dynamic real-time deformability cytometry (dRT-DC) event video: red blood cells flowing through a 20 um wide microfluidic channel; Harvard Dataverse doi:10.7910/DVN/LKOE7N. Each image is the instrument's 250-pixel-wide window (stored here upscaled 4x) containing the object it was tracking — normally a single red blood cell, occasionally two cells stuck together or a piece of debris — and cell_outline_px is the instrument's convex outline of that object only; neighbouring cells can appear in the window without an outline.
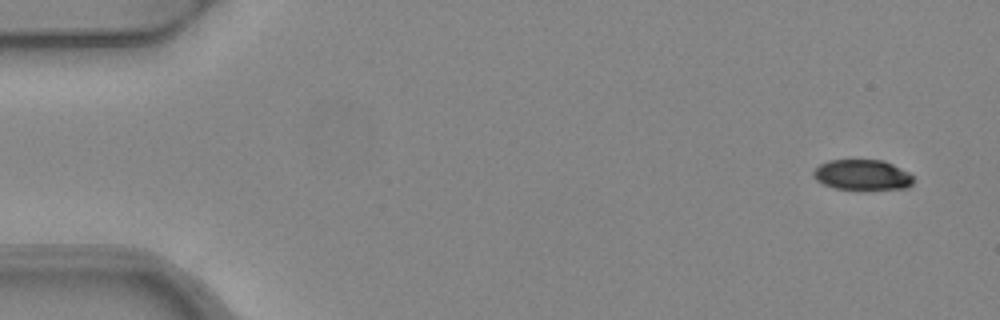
{"species": "common noctule bat (a hibernating species)", "species_latin": "Nyctalus noctula", "temperature_condition": "warm", "stored_images_in_passage": 6, "camera_frame_rate_fps": 3000, "um_per_image_px": 0.085, "animal": {"sex": "female", "body_mass_g": 24.6, "forearm_length_mm": 56.2}, "frame": {"image": 1, "passage_image": 1, "time_ms": 0.0, "image_size_px": [1000, 320], "cell_outline_px": [[912, 184], [908, 188], [836, 188], [824, 184], [816, 180], [812, 176], [812, 172], [820, 164], [828, 160], [884, 160], [908, 172], [912, 176]], "centroid_in_image_um": [73.26, 14.84], "position_along_channel_um": 11.7, "area_um2": 17.34}}
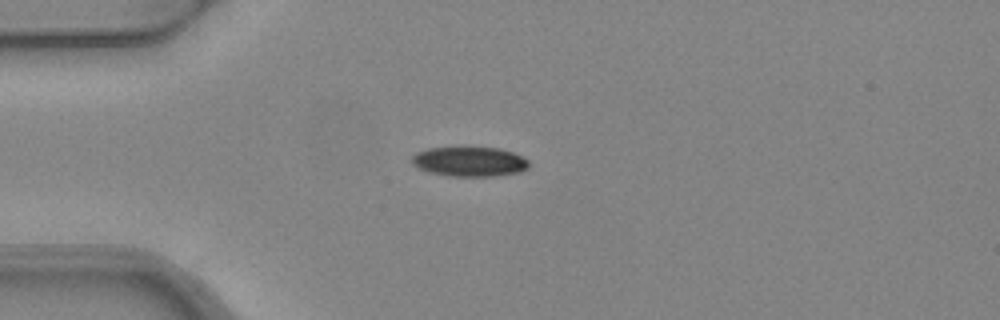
{"frame": {"image": 2, "passage_image": 4, "time_ms": 1.0, "image_size_px": [1000, 320], "cell_outline_px": [[528, 168], [520, 172], [492, 176], [448, 176], [432, 172], [420, 168], [412, 164], [412, 156], [416, 152], [428, 148], [460, 144], [464, 144], [500, 148], [512, 152], [528, 160]], "centroid_in_image_um": [39.88, 13.67], "position_along_channel_um": 45.1, "area_um2": 21.04}}
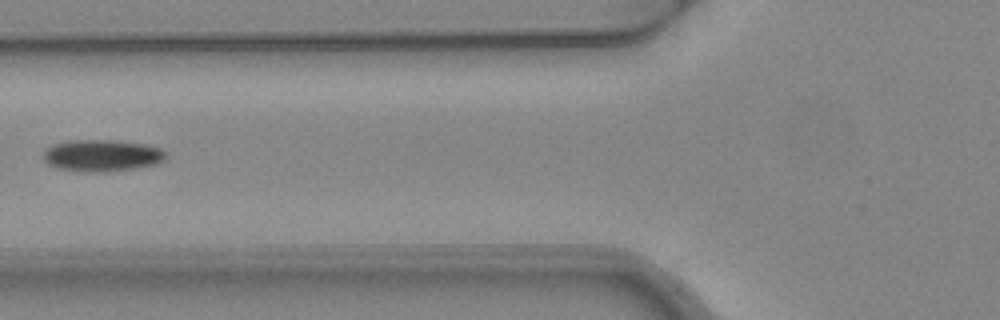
{"frame": {"image": 3, "passage_image": 6, "time_ms": 1.667, "image_size_px": [1000, 320], "cell_outline_px": [[168, 156], [164, 160], [156, 164], [136, 168], [108, 172], [84, 172], [56, 168], [48, 164], [44, 160], [44, 152], [52, 144], [68, 140], [112, 140], [148, 144], [160, 148]], "centroid_in_image_um": [8.68, 13.22], "position_along_channel_um": 117.1, "area_um2": 22.95}}